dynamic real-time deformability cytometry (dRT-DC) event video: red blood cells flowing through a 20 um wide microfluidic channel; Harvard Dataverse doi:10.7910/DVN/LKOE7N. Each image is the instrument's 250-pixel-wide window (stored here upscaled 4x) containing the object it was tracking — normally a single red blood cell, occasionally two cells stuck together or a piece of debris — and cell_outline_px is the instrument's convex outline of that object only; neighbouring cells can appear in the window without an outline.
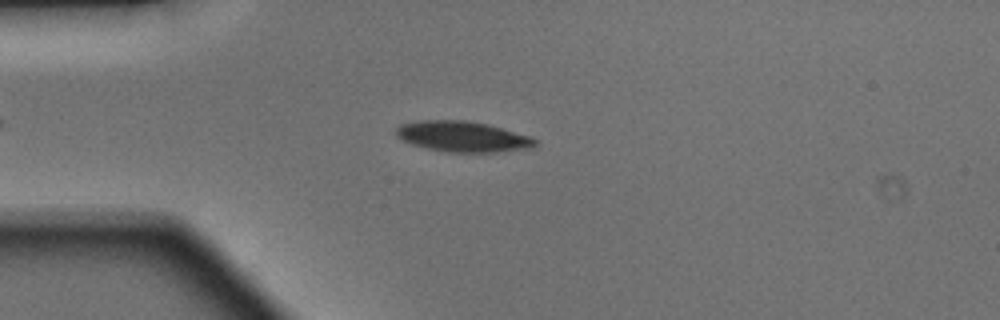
{"species": "Egyptian fruit bat (a non-hibernating species)", "species_latin": "Rousettus aegyptiacus", "temperature_condition": "warm", "stored_images_in_passage": 42, "camera_frame_rate_fps": 3000, "um_per_image_px": 0.085, "animal": {"sex": "male"}, "frame": {"image": 1, "passage_image": 10, "time_ms": 3.0, "image_size_px": [1000, 320], "cell_outline_px": [[536, 144], [532, 148], [492, 152], [448, 152], [428, 148], [412, 144], [396, 136], [396, 128], [400, 124], [420, 120], [464, 120], [488, 124], [528, 136], [536, 140]], "centroid_in_image_um": [39.29, 11.6], "position_along_channel_um": 45.7, "area_um2": 24.51}}
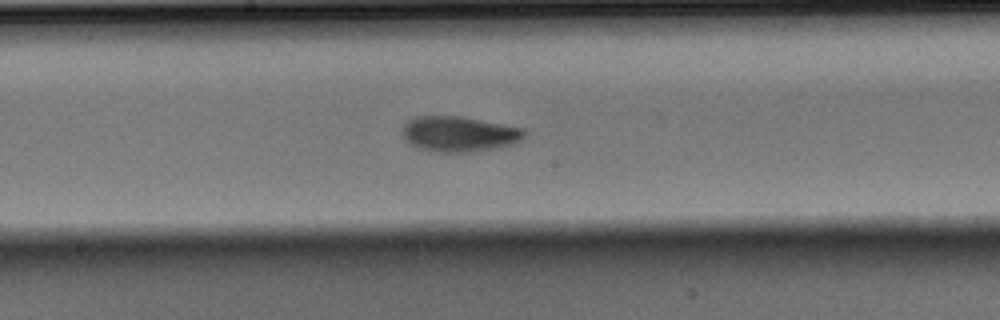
{"frame": {"image": 2, "passage_image": 23, "time_ms": 7.333, "image_size_px": [1000, 320], "cell_outline_px": [[528, 132], [516, 144], [500, 148], [472, 152], [436, 152], [420, 148], [408, 144], [404, 140], [400, 132], [400, 128], [408, 120], [416, 116], [460, 116], [504, 124], [524, 128]], "centroid_in_image_um": [39.02, 11.39], "position_along_channel_um": 209.2, "area_um2": 25.78}}
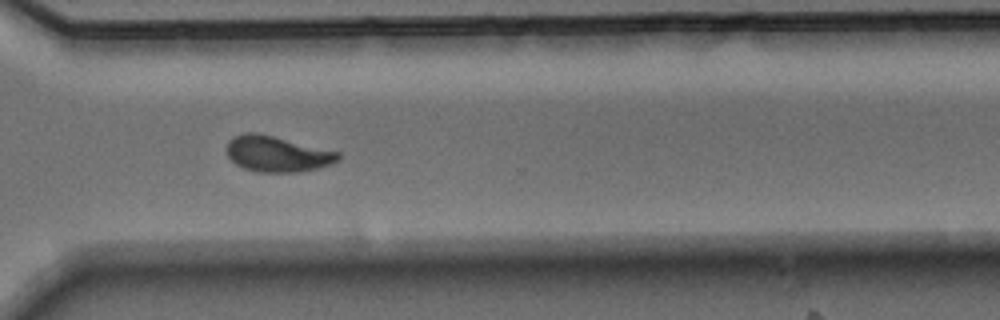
{"frame": {"image": 3, "passage_image": 33, "time_ms": 10.667, "image_size_px": [1000, 320], "cell_outline_px": [[340, 156], [332, 164], [300, 172], [256, 172], [244, 168], [236, 164], [228, 156], [228, 140], [244, 132], [256, 132], [340, 152]], "centroid_in_image_um": [23.55, 13.09], "position_along_channel_um": 347.0, "area_um2": 23.0}, "authors_computed_cell_mechanics": {"area_um2": 23.6113, "velocity_mm_per_s": 4.1518, "shape_relaxation_time_tau1_ms": 2.1939, "shape_relaxation_time_tau2_ms": 3.1455, "deformation_change_tau1": 0.1315, "deformation_change_tau2": 0.0766}}